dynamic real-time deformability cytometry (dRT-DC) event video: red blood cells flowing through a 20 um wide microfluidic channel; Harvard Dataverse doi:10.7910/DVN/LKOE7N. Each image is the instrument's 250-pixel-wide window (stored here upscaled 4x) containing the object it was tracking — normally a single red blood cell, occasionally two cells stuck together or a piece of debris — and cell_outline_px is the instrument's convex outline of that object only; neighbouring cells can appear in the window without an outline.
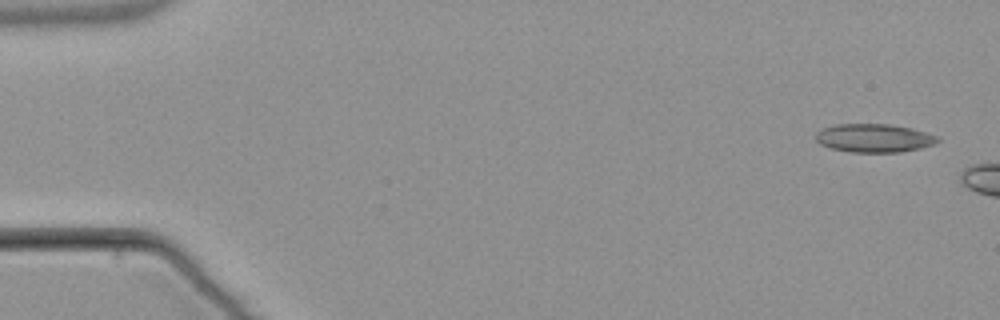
{"species": "common noctule bat (a hibernating species)", "species_latin": "Nyctalus noctula", "temperature_condition": "warm", "stored_images_in_passage": 10, "camera_frame_rate_fps": 3000, "um_per_image_px": 0.085, "animal": {"sex": "male", "body_mass_g": 21.5, "forearm_length_mm": 52.0}, "frame": {"image": 1, "passage_image": 1, "time_ms": 0.0, "image_size_px": [1000, 320], "cell_outline_px": [[940, 140], [936, 144], [920, 148], [900, 152], [848, 152], [828, 148], [820, 144], [816, 140], [816, 132], [824, 128], [836, 124], [888, 124], [912, 128], [936, 136]], "centroid_in_image_um": [74.27, 11.74], "position_along_channel_um": 10.7, "area_um2": 20.23}}
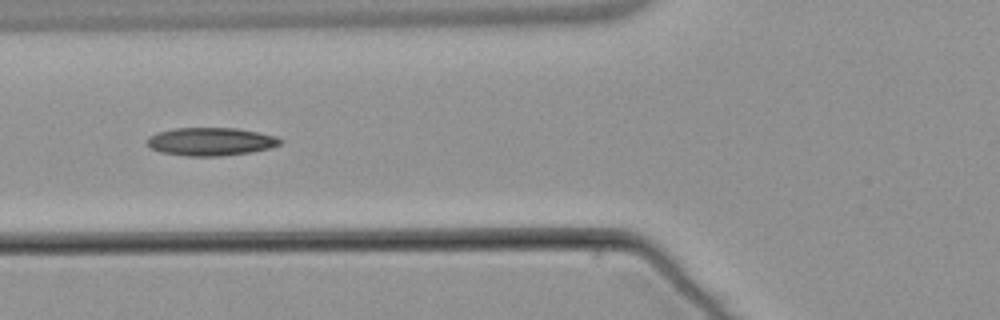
{"frame": {"image": 2, "passage_image": 7, "time_ms": 8.333, "image_size_px": [1000, 320], "cell_outline_px": [[284, 140], [280, 144], [268, 148], [252, 152], [220, 156], [184, 156], [160, 152], [152, 148], [148, 144], [148, 136], [156, 132], [176, 128], [236, 128], [276, 136]], "centroid_in_image_um": [17.9, 12.03], "position_along_channel_um": 107.9, "area_um2": 21.73}}
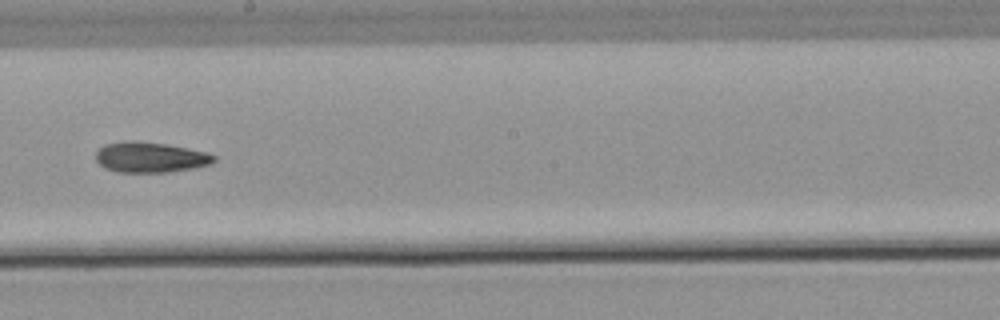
{"frame": {"image": 3, "passage_image": 10, "time_ms": 11.667, "image_size_px": [1000, 320], "cell_outline_px": [[216, 160], [212, 164], [196, 168], [168, 172], [116, 172], [104, 168], [96, 160], [96, 152], [104, 144], [164, 144], [204, 152], [216, 156]], "centroid_in_image_um": [12.82, 13.44], "position_along_channel_um": 235.4, "area_um2": 20.0}}